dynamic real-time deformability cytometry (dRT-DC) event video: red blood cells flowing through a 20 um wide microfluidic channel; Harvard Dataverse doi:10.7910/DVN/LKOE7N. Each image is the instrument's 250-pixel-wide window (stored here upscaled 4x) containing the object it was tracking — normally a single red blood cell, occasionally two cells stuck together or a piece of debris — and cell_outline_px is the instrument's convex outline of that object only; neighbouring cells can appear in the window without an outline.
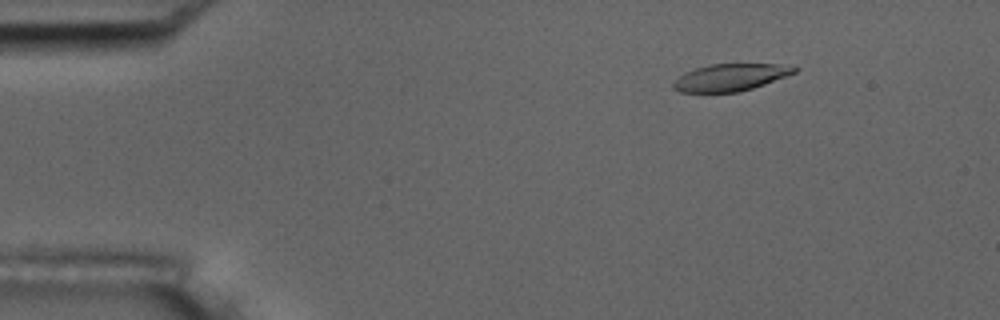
{"species": "common noctule bat (a hibernating species)", "species_latin": "Nyctalus noctula", "temperature_condition": "room temperature", "stored_images_in_passage": 17, "camera_frame_rate_fps": 3000, "um_per_image_px": 0.085, "animal": {"sex": "male", "body_mass_g": 17.5, "forearm_length_mm": 52.3}, "frame": {"image": 1, "passage_image": 8, "time_ms": 2.333, "image_size_px": [1000, 320], "cell_outline_px": [[800, 68], [796, 72], [764, 84], [752, 88], [736, 92], [680, 92], [672, 88], [672, 84], [684, 72], [696, 68], [712, 64], [776, 64]], "centroid_in_image_um": [62.05, 6.57], "position_along_channel_um": 22.9, "area_um2": 18.84}}